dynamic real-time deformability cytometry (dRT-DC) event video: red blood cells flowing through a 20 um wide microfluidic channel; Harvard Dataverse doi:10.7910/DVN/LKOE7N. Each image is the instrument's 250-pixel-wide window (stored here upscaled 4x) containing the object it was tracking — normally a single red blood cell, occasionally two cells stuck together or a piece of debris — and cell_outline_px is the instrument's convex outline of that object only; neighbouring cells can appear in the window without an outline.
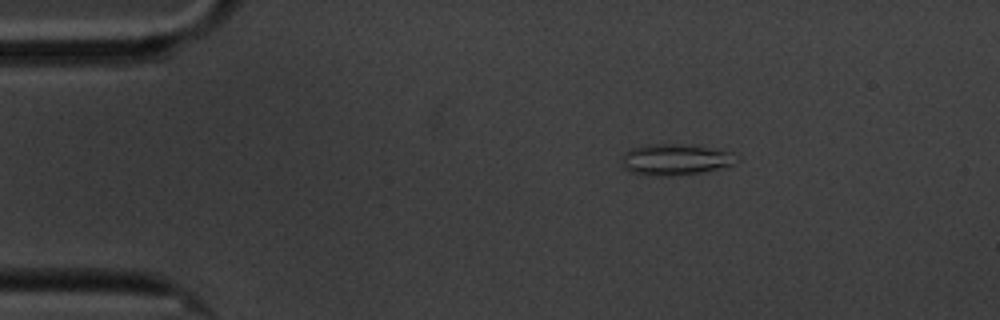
{"species": "common noctule bat (a hibernating species)", "species_latin": "Nyctalus noctula", "temperature_condition": "cold", "stored_images_in_passage": 5, "camera_frame_rate_fps": 3000, "um_per_image_px": 0.085, "animal": {"sex": "male", "body_mass_g": 20.1, "forearm_length_mm": 53.5}, "frame": {"image": 1, "passage_image": 3, "time_ms": 3.0, "image_size_px": [1000, 320], "cell_outline_px": [[740, 160], [732, 164], [704, 172], [672, 176], [656, 176], [632, 172], [624, 168], [624, 152], [632, 148], [652, 144], [676, 144], [708, 148], [732, 152]], "centroid_in_image_um": [57.42, 13.57], "position_along_channel_um": 27.6, "area_um2": 20.4}}